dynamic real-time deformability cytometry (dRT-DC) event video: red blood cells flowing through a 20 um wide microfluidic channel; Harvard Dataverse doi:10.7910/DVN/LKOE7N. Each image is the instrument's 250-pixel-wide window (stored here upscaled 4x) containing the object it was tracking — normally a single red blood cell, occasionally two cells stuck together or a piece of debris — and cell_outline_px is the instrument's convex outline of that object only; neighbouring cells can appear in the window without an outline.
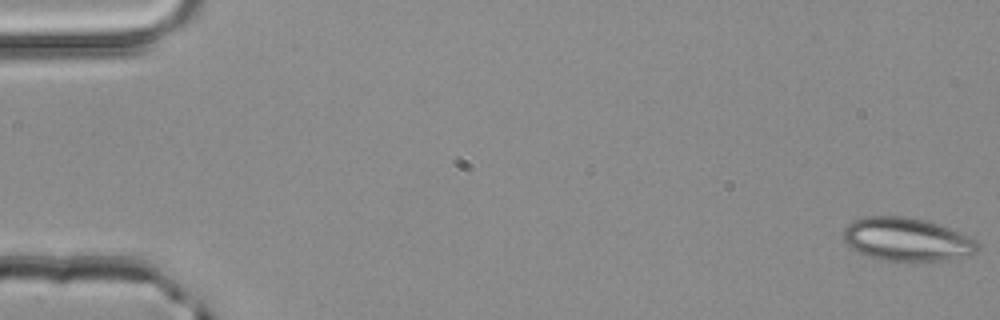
{"species": "common noctule bat (a hibernating species)", "species_latin": "Nyctalus noctula", "temperature_condition": "room temperature", "stored_images_in_passage": 3, "camera_frame_rate_fps": 3000, "um_per_image_px": 0.085, "animal": {"sex": "male", "body_mass_g": 20.4}, "frame": {"image": 1, "passage_image": 1, "time_ms": 0.0, "image_size_px": [1000, 320], "cell_outline_px": [[980, 248], [976, 252], [968, 256], [948, 260], [924, 264], [880, 260], [856, 252], [848, 248], [844, 240], [844, 228], [852, 220], [864, 216], [904, 216], [924, 220], [948, 228], [968, 236], [976, 240], [980, 244]], "centroid_in_image_um": [77.08, 20.4], "position_along_channel_um": 7.9, "area_um2": 34.91}}